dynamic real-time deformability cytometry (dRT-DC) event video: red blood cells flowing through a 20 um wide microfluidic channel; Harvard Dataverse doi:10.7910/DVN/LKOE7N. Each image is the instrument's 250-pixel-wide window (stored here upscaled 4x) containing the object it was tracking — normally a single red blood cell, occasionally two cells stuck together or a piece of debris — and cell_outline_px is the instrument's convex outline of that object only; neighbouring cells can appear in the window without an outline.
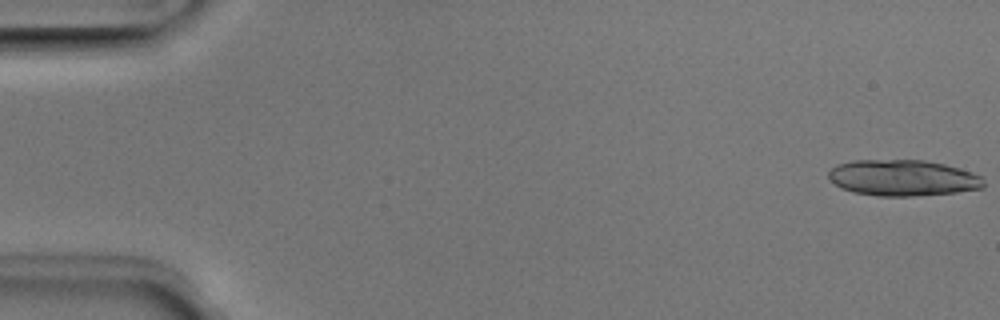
{"species": "Egyptian fruit bat (a non-hibernating species)", "species_latin": "Rousettus aegyptiacus", "temperature_condition": "room temperature", "stored_images_in_passage": 36, "camera_frame_rate_fps": 3000, "um_per_image_px": 0.085, "animal": {"sex": "male"}, "frame": {"image": 1, "passage_image": 1, "time_ms": 0.0, "image_size_px": [1000, 320], "cell_outline_px": [[984, 188], [956, 192], [912, 196], [876, 196], [852, 192], [840, 188], [828, 176], [828, 172], [836, 164], [852, 160], [924, 160], [944, 164], [972, 172], [980, 176], [984, 180]], "centroid_in_image_um": [76.72, 15.12], "position_along_channel_um": 8.3, "area_um2": 32.71}}
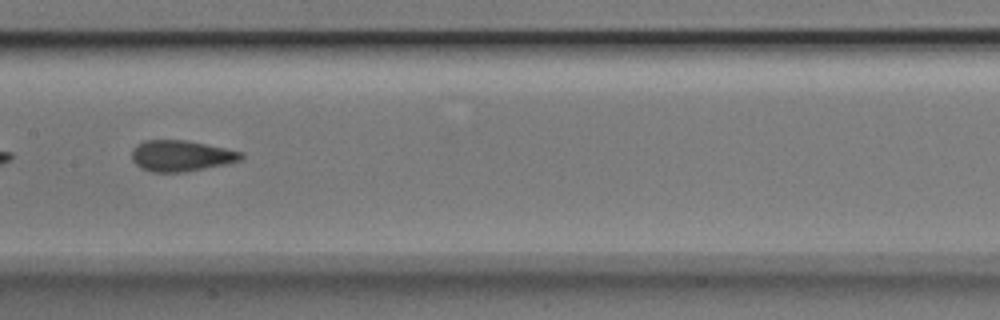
{"frame": {"image": 2, "passage_image": 26, "time_ms": 8.333, "image_size_px": [1000, 320], "cell_outline_px": [[244, 156], [240, 160], [228, 164], [184, 172], [152, 172], [140, 168], [132, 160], [132, 148], [136, 144], [144, 140], [188, 140], [244, 152]], "centroid_in_image_um": [15.39, 13.24], "position_along_channel_um": 192.0, "area_um2": 20.0}}
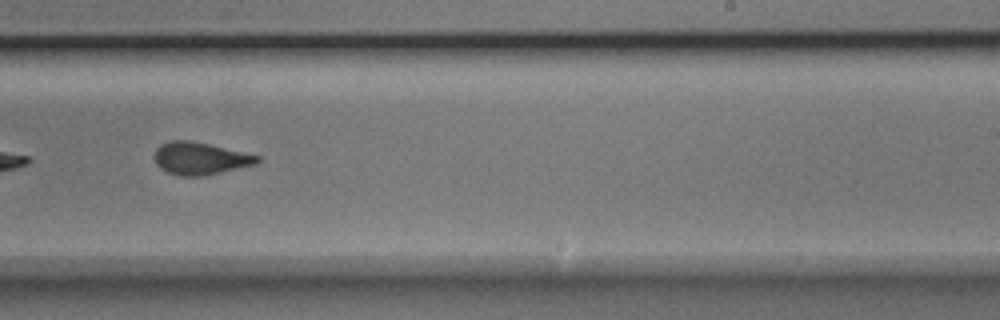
{"frame": {"image": 3, "passage_image": 32, "time_ms": 10.333, "image_size_px": [1000, 320], "cell_outline_px": [[260, 160], [256, 164], [220, 172], [200, 176], [184, 176], [168, 172], [160, 168], [156, 164], [156, 148], [160, 144], [172, 140], [192, 140], [260, 156]], "centroid_in_image_um": [17.01, 13.45], "position_along_channel_um": 272.0, "area_um2": 19.13}}